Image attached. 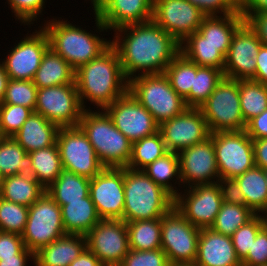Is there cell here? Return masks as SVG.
Returning a JSON list of instances; mask_svg holds the SVG:
<instances>
[{"mask_svg": "<svg viewBox=\"0 0 267 266\" xmlns=\"http://www.w3.org/2000/svg\"><path fill=\"white\" fill-rule=\"evenodd\" d=\"M66 235L60 206L44 194L30 207L22 236L24 245L33 254Z\"/></svg>", "mask_w": 267, "mask_h": 266, "instance_id": "obj_8", "label": "cell"}, {"mask_svg": "<svg viewBox=\"0 0 267 266\" xmlns=\"http://www.w3.org/2000/svg\"><path fill=\"white\" fill-rule=\"evenodd\" d=\"M5 138V136L3 135L2 131H1V127H0V142Z\"/></svg>", "mask_w": 267, "mask_h": 266, "instance_id": "obj_62", "label": "cell"}, {"mask_svg": "<svg viewBox=\"0 0 267 266\" xmlns=\"http://www.w3.org/2000/svg\"><path fill=\"white\" fill-rule=\"evenodd\" d=\"M240 13H267V0H239Z\"/></svg>", "mask_w": 267, "mask_h": 266, "instance_id": "obj_56", "label": "cell"}, {"mask_svg": "<svg viewBox=\"0 0 267 266\" xmlns=\"http://www.w3.org/2000/svg\"><path fill=\"white\" fill-rule=\"evenodd\" d=\"M166 253L161 249L156 250H129L119 266H168Z\"/></svg>", "mask_w": 267, "mask_h": 266, "instance_id": "obj_46", "label": "cell"}, {"mask_svg": "<svg viewBox=\"0 0 267 266\" xmlns=\"http://www.w3.org/2000/svg\"><path fill=\"white\" fill-rule=\"evenodd\" d=\"M75 84L80 103L84 100L105 109L128 91L117 50L110 45L97 58L75 70Z\"/></svg>", "mask_w": 267, "mask_h": 266, "instance_id": "obj_2", "label": "cell"}, {"mask_svg": "<svg viewBox=\"0 0 267 266\" xmlns=\"http://www.w3.org/2000/svg\"><path fill=\"white\" fill-rule=\"evenodd\" d=\"M37 86L31 80L10 79L0 104L21 105L35 112Z\"/></svg>", "mask_w": 267, "mask_h": 266, "instance_id": "obj_43", "label": "cell"}, {"mask_svg": "<svg viewBox=\"0 0 267 266\" xmlns=\"http://www.w3.org/2000/svg\"><path fill=\"white\" fill-rule=\"evenodd\" d=\"M51 19L41 26L46 32L49 47L62 56L74 70L97 58L110 45L111 40L67 22Z\"/></svg>", "mask_w": 267, "mask_h": 266, "instance_id": "obj_5", "label": "cell"}, {"mask_svg": "<svg viewBox=\"0 0 267 266\" xmlns=\"http://www.w3.org/2000/svg\"><path fill=\"white\" fill-rule=\"evenodd\" d=\"M223 70L198 66L189 95L184 99L188 107L199 108L224 78Z\"/></svg>", "mask_w": 267, "mask_h": 266, "instance_id": "obj_37", "label": "cell"}, {"mask_svg": "<svg viewBox=\"0 0 267 266\" xmlns=\"http://www.w3.org/2000/svg\"><path fill=\"white\" fill-rule=\"evenodd\" d=\"M154 0H101L94 9L99 32L152 20Z\"/></svg>", "mask_w": 267, "mask_h": 266, "instance_id": "obj_22", "label": "cell"}, {"mask_svg": "<svg viewBox=\"0 0 267 266\" xmlns=\"http://www.w3.org/2000/svg\"><path fill=\"white\" fill-rule=\"evenodd\" d=\"M33 111L21 105L0 104V127L5 137L16 134Z\"/></svg>", "mask_w": 267, "mask_h": 266, "instance_id": "obj_45", "label": "cell"}, {"mask_svg": "<svg viewBox=\"0 0 267 266\" xmlns=\"http://www.w3.org/2000/svg\"><path fill=\"white\" fill-rule=\"evenodd\" d=\"M69 266H104L101 261L86 248Z\"/></svg>", "mask_w": 267, "mask_h": 266, "instance_id": "obj_58", "label": "cell"}, {"mask_svg": "<svg viewBox=\"0 0 267 266\" xmlns=\"http://www.w3.org/2000/svg\"><path fill=\"white\" fill-rule=\"evenodd\" d=\"M86 108L78 126L94 147L96 156L105 168L127 167L132 154V142L119 131L104 109Z\"/></svg>", "mask_w": 267, "mask_h": 266, "instance_id": "obj_3", "label": "cell"}, {"mask_svg": "<svg viewBox=\"0 0 267 266\" xmlns=\"http://www.w3.org/2000/svg\"><path fill=\"white\" fill-rule=\"evenodd\" d=\"M131 250H156L161 248V218L126 222Z\"/></svg>", "mask_w": 267, "mask_h": 266, "instance_id": "obj_35", "label": "cell"}, {"mask_svg": "<svg viewBox=\"0 0 267 266\" xmlns=\"http://www.w3.org/2000/svg\"><path fill=\"white\" fill-rule=\"evenodd\" d=\"M29 207L0 197V231L22 235Z\"/></svg>", "mask_w": 267, "mask_h": 266, "instance_id": "obj_42", "label": "cell"}, {"mask_svg": "<svg viewBox=\"0 0 267 266\" xmlns=\"http://www.w3.org/2000/svg\"><path fill=\"white\" fill-rule=\"evenodd\" d=\"M90 179L62 169L58 178L45 190L59 205L67 201H82L89 195Z\"/></svg>", "mask_w": 267, "mask_h": 266, "instance_id": "obj_30", "label": "cell"}, {"mask_svg": "<svg viewBox=\"0 0 267 266\" xmlns=\"http://www.w3.org/2000/svg\"><path fill=\"white\" fill-rule=\"evenodd\" d=\"M199 109L210 133L246 128L240 107L239 80L224 77Z\"/></svg>", "mask_w": 267, "mask_h": 266, "instance_id": "obj_7", "label": "cell"}, {"mask_svg": "<svg viewBox=\"0 0 267 266\" xmlns=\"http://www.w3.org/2000/svg\"><path fill=\"white\" fill-rule=\"evenodd\" d=\"M89 195L101 219L122 220L124 168H104L90 179Z\"/></svg>", "mask_w": 267, "mask_h": 266, "instance_id": "obj_18", "label": "cell"}, {"mask_svg": "<svg viewBox=\"0 0 267 266\" xmlns=\"http://www.w3.org/2000/svg\"><path fill=\"white\" fill-rule=\"evenodd\" d=\"M87 248L84 235L66 234L34 254L35 266H69Z\"/></svg>", "mask_w": 267, "mask_h": 266, "instance_id": "obj_25", "label": "cell"}, {"mask_svg": "<svg viewBox=\"0 0 267 266\" xmlns=\"http://www.w3.org/2000/svg\"><path fill=\"white\" fill-rule=\"evenodd\" d=\"M115 127L132 143L159 131L152 114L127 91L104 109Z\"/></svg>", "mask_w": 267, "mask_h": 266, "instance_id": "obj_15", "label": "cell"}, {"mask_svg": "<svg viewBox=\"0 0 267 266\" xmlns=\"http://www.w3.org/2000/svg\"><path fill=\"white\" fill-rule=\"evenodd\" d=\"M200 230L175 206L161 218V249L169 263L195 262Z\"/></svg>", "mask_w": 267, "mask_h": 266, "instance_id": "obj_10", "label": "cell"}, {"mask_svg": "<svg viewBox=\"0 0 267 266\" xmlns=\"http://www.w3.org/2000/svg\"><path fill=\"white\" fill-rule=\"evenodd\" d=\"M143 171L173 198L178 195L179 191L177 187L173 186L174 184L170 182L175 177L176 179L172 181L179 180L177 184H179L180 187L181 177L177 152L168 151L162 157L145 167Z\"/></svg>", "mask_w": 267, "mask_h": 266, "instance_id": "obj_34", "label": "cell"}, {"mask_svg": "<svg viewBox=\"0 0 267 266\" xmlns=\"http://www.w3.org/2000/svg\"><path fill=\"white\" fill-rule=\"evenodd\" d=\"M87 248L104 266H119L129 252L126 222L101 219L86 235Z\"/></svg>", "mask_w": 267, "mask_h": 266, "instance_id": "obj_14", "label": "cell"}, {"mask_svg": "<svg viewBox=\"0 0 267 266\" xmlns=\"http://www.w3.org/2000/svg\"><path fill=\"white\" fill-rule=\"evenodd\" d=\"M32 160L31 175L47 189L63 169L57 143L29 153Z\"/></svg>", "mask_w": 267, "mask_h": 266, "instance_id": "obj_32", "label": "cell"}, {"mask_svg": "<svg viewBox=\"0 0 267 266\" xmlns=\"http://www.w3.org/2000/svg\"><path fill=\"white\" fill-rule=\"evenodd\" d=\"M63 169L92 179L105 167L96 156L94 147L79 127H60L57 135Z\"/></svg>", "mask_w": 267, "mask_h": 266, "instance_id": "obj_11", "label": "cell"}, {"mask_svg": "<svg viewBox=\"0 0 267 266\" xmlns=\"http://www.w3.org/2000/svg\"><path fill=\"white\" fill-rule=\"evenodd\" d=\"M244 22L239 10L229 15L206 16L198 31L189 35L182 43L231 45L234 33Z\"/></svg>", "mask_w": 267, "mask_h": 266, "instance_id": "obj_24", "label": "cell"}, {"mask_svg": "<svg viewBox=\"0 0 267 266\" xmlns=\"http://www.w3.org/2000/svg\"><path fill=\"white\" fill-rule=\"evenodd\" d=\"M60 208L66 234L86 236L101 220L90 195L82 201H67Z\"/></svg>", "mask_w": 267, "mask_h": 266, "instance_id": "obj_27", "label": "cell"}, {"mask_svg": "<svg viewBox=\"0 0 267 266\" xmlns=\"http://www.w3.org/2000/svg\"><path fill=\"white\" fill-rule=\"evenodd\" d=\"M168 151L160 131L132 143V154L127 166L133 170H143Z\"/></svg>", "mask_w": 267, "mask_h": 266, "instance_id": "obj_39", "label": "cell"}, {"mask_svg": "<svg viewBox=\"0 0 267 266\" xmlns=\"http://www.w3.org/2000/svg\"><path fill=\"white\" fill-rule=\"evenodd\" d=\"M264 175H265V178H266V186H267V169L264 170Z\"/></svg>", "mask_w": 267, "mask_h": 266, "instance_id": "obj_64", "label": "cell"}, {"mask_svg": "<svg viewBox=\"0 0 267 266\" xmlns=\"http://www.w3.org/2000/svg\"><path fill=\"white\" fill-rule=\"evenodd\" d=\"M197 266H242L238 259L231 236L202 228L198 238Z\"/></svg>", "mask_w": 267, "mask_h": 266, "instance_id": "obj_23", "label": "cell"}, {"mask_svg": "<svg viewBox=\"0 0 267 266\" xmlns=\"http://www.w3.org/2000/svg\"><path fill=\"white\" fill-rule=\"evenodd\" d=\"M230 45L211 43H180V53L198 66L224 70L225 57Z\"/></svg>", "mask_w": 267, "mask_h": 266, "instance_id": "obj_36", "label": "cell"}, {"mask_svg": "<svg viewBox=\"0 0 267 266\" xmlns=\"http://www.w3.org/2000/svg\"><path fill=\"white\" fill-rule=\"evenodd\" d=\"M9 80L10 78L8 77V74L6 73L4 69V65L1 62L0 63V103H2V100L4 99V95H5Z\"/></svg>", "mask_w": 267, "mask_h": 266, "instance_id": "obj_59", "label": "cell"}, {"mask_svg": "<svg viewBox=\"0 0 267 266\" xmlns=\"http://www.w3.org/2000/svg\"><path fill=\"white\" fill-rule=\"evenodd\" d=\"M245 198V204L256 215L267 212V186L264 169L254 166L235 178Z\"/></svg>", "mask_w": 267, "mask_h": 266, "instance_id": "obj_31", "label": "cell"}, {"mask_svg": "<svg viewBox=\"0 0 267 266\" xmlns=\"http://www.w3.org/2000/svg\"><path fill=\"white\" fill-rule=\"evenodd\" d=\"M46 0H7L12 12L15 13V19L20 20L24 25L34 24L38 15L45 8Z\"/></svg>", "mask_w": 267, "mask_h": 266, "instance_id": "obj_47", "label": "cell"}, {"mask_svg": "<svg viewBox=\"0 0 267 266\" xmlns=\"http://www.w3.org/2000/svg\"><path fill=\"white\" fill-rule=\"evenodd\" d=\"M40 29L19 41L6 59L2 61L10 79L33 80L44 53L49 48V40L44 29Z\"/></svg>", "mask_w": 267, "mask_h": 266, "instance_id": "obj_20", "label": "cell"}, {"mask_svg": "<svg viewBox=\"0 0 267 266\" xmlns=\"http://www.w3.org/2000/svg\"><path fill=\"white\" fill-rule=\"evenodd\" d=\"M239 98L245 123L267 109V86L254 81L239 80Z\"/></svg>", "mask_w": 267, "mask_h": 266, "instance_id": "obj_38", "label": "cell"}, {"mask_svg": "<svg viewBox=\"0 0 267 266\" xmlns=\"http://www.w3.org/2000/svg\"><path fill=\"white\" fill-rule=\"evenodd\" d=\"M242 266H260L267 264V225L256 235Z\"/></svg>", "mask_w": 267, "mask_h": 266, "instance_id": "obj_49", "label": "cell"}, {"mask_svg": "<svg viewBox=\"0 0 267 266\" xmlns=\"http://www.w3.org/2000/svg\"><path fill=\"white\" fill-rule=\"evenodd\" d=\"M84 109L76 84L38 88L35 112L59 127H76Z\"/></svg>", "mask_w": 267, "mask_h": 266, "instance_id": "obj_12", "label": "cell"}, {"mask_svg": "<svg viewBox=\"0 0 267 266\" xmlns=\"http://www.w3.org/2000/svg\"><path fill=\"white\" fill-rule=\"evenodd\" d=\"M167 151L179 152L210 137L204 115L199 108L188 107L184 112L159 125Z\"/></svg>", "mask_w": 267, "mask_h": 266, "instance_id": "obj_17", "label": "cell"}, {"mask_svg": "<svg viewBox=\"0 0 267 266\" xmlns=\"http://www.w3.org/2000/svg\"><path fill=\"white\" fill-rule=\"evenodd\" d=\"M32 160L29 153L12 137L0 142V173L3 178L18 174L31 175Z\"/></svg>", "mask_w": 267, "mask_h": 266, "instance_id": "obj_33", "label": "cell"}, {"mask_svg": "<svg viewBox=\"0 0 267 266\" xmlns=\"http://www.w3.org/2000/svg\"><path fill=\"white\" fill-rule=\"evenodd\" d=\"M245 131L251 139L267 138V109L249 120Z\"/></svg>", "mask_w": 267, "mask_h": 266, "instance_id": "obj_53", "label": "cell"}, {"mask_svg": "<svg viewBox=\"0 0 267 266\" xmlns=\"http://www.w3.org/2000/svg\"><path fill=\"white\" fill-rule=\"evenodd\" d=\"M265 225L264 215H255L245 225L239 227L231 236L236 255L241 262L247 257L256 235Z\"/></svg>", "mask_w": 267, "mask_h": 266, "instance_id": "obj_44", "label": "cell"}, {"mask_svg": "<svg viewBox=\"0 0 267 266\" xmlns=\"http://www.w3.org/2000/svg\"><path fill=\"white\" fill-rule=\"evenodd\" d=\"M196 6L205 16L229 15L239 10V0H186Z\"/></svg>", "mask_w": 267, "mask_h": 266, "instance_id": "obj_48", "label": "cell"}, {"mask_svg": "<svg viewBox=\"0 0 267 266\" xmlns=\"http://www.w3.org/2000/svg\"><path fill=\"white\" fill-rule=\"evenodd\" d=\"M256 32L245 21L234 33L225 57L224 76L236 80L255 77L256 56L262 46Z\"/></svg>", "mask_w": 267, "mask_h": 266, "instance_id": "obj_19", "label": "cell"}, {"mask_svg": "<svg viewBox=\"0 0 267 266\" xmlns=\"http://www.w3.org/2000/svg\"><path fill=\"white\" fill-rule=\"evenodd\" d=\"M32 81L37 88L75 84V70L62 56L49 47Z\"/></svg>", "mask_w": 267, "mask_h": 266, "instance_id": "obj_28", "label": "cell"}, {"mask_svg": "<svg viewBox=\"0 0 267 266\" xmlns=\"http://www.w3.org/2000/svg\"><path fill=\"white\" fill-rule=\"evenodd\" d=\"M60 127L37 112H32L20 130L12 136L27 153L57 143Z\"/></svg>", "mask_w": 267, "mask_h": 266, "instance_id": "obj_26", "label": "cell"}, {"mask_svg": "<svg viewBox=\"0 0 267 266\" xmlns=\"http://www.w3.org/2000/svg\"><path fill=\"white\" fill-rule=\"evenodd\" d=\"M114 32L111 45L117 50L128 81L137 72V75L164 73L180 53V43L153 20L126 25Z\"/></svg>", "mask_w": 267, "mask_h": 266, "instance_id": "obj_1", "label": "cell"}, {"mask_svg": "<svg viewBox=\"0 0 267 266\" xmlns=\"http://www.w3.org/2000/svg\"><path fill=\"white\" fill-rule=\"evenodd\" d=\"M266 225H267V212L264 214Z\"/></svg>", "mask_w": 267, "mask_h": 266, "instance_id": "obj_65", "label": "cell"}, {"mask_svg": "<svg viewBox=\"0 0 267 266\" xmlns=\"http://www.w3.org/2000/svg\"><path fill=\"white\" fill-rule=\"evenodd\" d=\"M178 157L181 185L212 184L220 179L211 137L179 151Z\"/></svg>", "mask_w": 267, "mask_h": 266, "instance_id": "obj_21", "label": "cell"}, {"mask_svg": "<svg viewBox=\"0 0 267 266\" xmlns=\"http://www.w3.org/2000/svg\"><path fill=\"white\" fill-rule=\"evenodd\" d=\"M241 15L256 32L262 44L267 46V13H241Z\"/></svg>", "mask_w": 267, "mask_h": 266, "instance_id": "obj_52", "label": "cell"}, {"mask_svg": "<svg viewBox=\"0 0 267 266\" xmlns=\"http://www.w3.org/2000/svg\"><path fill=\"white\" fill-rule=\"evenodd\" d=\"M2 182H3V176L0 173V190H1V187H2Z\"/></svg>", "mask_w": 267, "mask_h": 266, "instance_id": "obj_63", "label": "cell"}, {"mask_svg": "<svg viewBox=\"0 0 267 266\" xmlns=\"http://www.w3.org/2000/svg\"><path fill=\"white\" fill-rule=\"evenodd\" d=\"M100 1L101 0H92V4H93L92 5L93 6L92 8H93V10L98 6V4L100 3Z\"/></svg>", "mask_w": 267, "mask_h": 266, "instance_id": "obj_61", "label": "cell"}, {"mask_svg": "<svg viewBox=\"0 0 267 266\" xmlns=\"http://www.w3.org/2000/svg\"><path fill=\"white\" fill-rule=\"evenodd\" d=\"M220 179L236 178L255 166L252 139L245 130L210 133Z\"/></svg>", "mask_w": 267, "mask_h": 266, "instance_id": "obj_9", "label": "cell"}, {"mask_svg": "<svg viewBox=\"0 0 267 266\" xmlns=\"http://www.w3.org/2000/svg\"><path fill=\"white\" fill-rule=\"evenodd\" d=\"M255 215L247 206L223 202L210 228L217 233L232 236L239 227L245 225Z\"/></svg>", "mask_w": 267, "mask_h": 266, "instance_id": "obj_40", "label": "cell"}, {"mask_svg": "<svg viewBox=\"0 0 267 266\" xmlns=\"http://www.w3.org/2000/svg\"><path fill=\"white\" fill-rule=\"evenodd\" d=\"M164 74L167 76L171 87L185 99L193 86L194 76H196V63L179 53L168 65Z\"/></svg>", "mask_w": 267, "mask_h": 266, "instance_id": "obj_41", "label": "cell"}, {"mask_svg": "<svg viewBox=\"0 0 267 266\" xmlns=\"http://www.w3.org/2000/svg\"><path fill=\"white\" fill-rule=\"evenodd\" d=\"M256 167L267 169V138L252 139Z\"/></svg>", "mask_w": 267, "mask_h": 266, "instance_id": "obj_55", "label": "cell"}, {"mask_svg": "<svg viewBox=\"0 0 267 266\" xmlns=\"http://www.w3.org/2000/svg\"><path fill=\"white\" fill-rule=\"evenodd\" d=\"M45 190L32 175L18 174L3 178L0 197L30 207Z\"/></svg>", "mask_w": 267, "mask_h": 266, "instance_id": "obj_29", "label": "cell"}, {"mask_svg": "<svg viewBox=\"0 0 267 266\" xmlns=\"http://www.w3.org/2000/svg\"><path fill=\"white\" fill-rule=\"evenodd\" d=\"M222 195V200L230 204H245V198L235 178H222L217 181Z\"/></svg>", "mask_w": 267, "mask_h": 266, "instance_id": "obj_51", "label": "cell"}, {"mask_svg": "<svg viewBox=\"0 0 267 266\" xmlns=\"http://www.w3.org/2000/svg\"><path fill=\"white\" fill-rule=\"evenodd\" d=\"M168 266H197L194 262L169 263Z\"/></svg>", "mask_w": 267, "mask_h": 266, "instance_id": "obj_60", "label": "cell"}, {"mask_svg": "<svg viewBox=\"0 0 267 266\" xmlns=\"http://www.w3.org/2000/svg\"><path fill=\"white\" fill-rule=\"evenodd\" d=\"M128 91L152 114L159 125L188 108L164 73L136 75L128 81Z\"/></svg>", "mask_w": 267, "mask_h": 266, "instance_id": "obj_6", "label": "cell"}, {"mask_svg": "<svg viewBox=\"0 0 267 266\" xmlns=\"http://www.w3.org/2000/svg\"><path fill=\"white\" fill-rule=\"evenodd\" d=\"M29 259H32L34 262V254L25 248L20 254L14 255V257L0 258V266H27Z\"/></svg>", "mask_w": 267, "mask_h": 266, "instance_id": "obj_57", "label": "cell"}, {"mask_svg": "<svg viewBox=\"0 0 267 266\" xmlns=\"http://www.w3.org/2000/svg\"><path fill=\"white\" fill-rule=\"evenodd\" d=\"M267 86V46L262 45L256 56V73L252 79Z\"/></svg>", "mask_w": 267, "mask_h": 266, "instance_id": "obj_54", "label": "cell"}, {"mask_svg": "<svg viewBox=\"0 0 267 266\" xmlns=\"http://www.w3.org/2000/svg\"><path fill=\"white\" fill-rule=\"evenodd\" d=\"M25 248L21 235L0 231V258L14 257Z\"/></svg>", "mask_w": 267, "mask_h": 266, "instance_id": "obj_50", "label": "cell"}, {"mask_svg": "<svg viewBox=\"0 0 267 266\" xmlns=\"http://www.w3.org/2000/svg\"><path fill=\"white\" fill-rule=\"evenodd\" d=\"M206 16L186 0H154L152 20L182 43Z\"/></svg>", "mask_w": 267, "mask_h": 266, "instance_id": "obj_16", "label": "cell"}, {"mask_svg": "<svg viewBox=\"0 0 267 266\" xmlns=\"http://www.w3.org/2000/svg\"><path fill=\"white\" fill-rule=\"evenodd\" d=\"M174 206V198L143 170L124 167L123 221L162 218Z\"/></svg>", "mask_w": 267, "mask_h": 266, "instance_id": "obj_4", "label": "cell"}, {"mask_svg": "<svg viewBox=\"0 0 267 266\" xmlns=\"http://www.w3.org/2000/svg\"><path fill=\"white\" fill-rule=\"evenodd\" d=\"M186 189L174 198L175 208L195 227L210 228L223 203L218 183L197 184Z\"/></svg>", "mask_w": 267, "mask_h": 266, "instance_id": "obj_13", "label": "cell"}]
</instances>
